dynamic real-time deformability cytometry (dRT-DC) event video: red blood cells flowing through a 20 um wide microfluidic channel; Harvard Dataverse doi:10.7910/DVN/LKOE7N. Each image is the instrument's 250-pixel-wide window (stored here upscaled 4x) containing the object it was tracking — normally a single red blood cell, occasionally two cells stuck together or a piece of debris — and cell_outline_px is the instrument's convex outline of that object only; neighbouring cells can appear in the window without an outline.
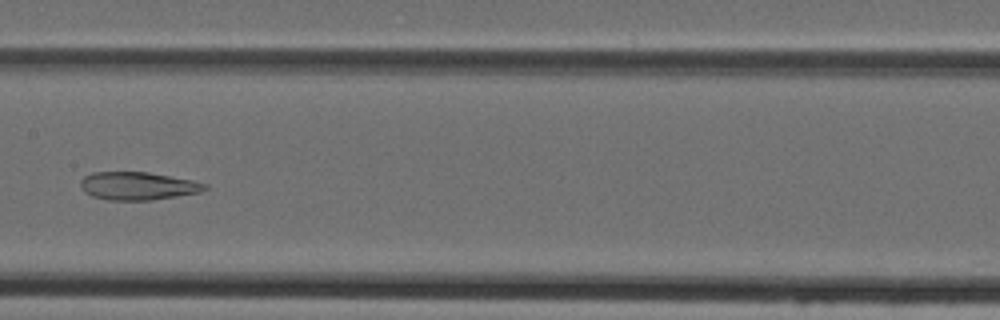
{"species": "Egyptian fruit bat (a non-hibernating species)", "species_latin": "Rousettus aegyptiacus", "temperature_condition": "cold", "stored_images_in_passage": 42, "camera_frame_rate_fps": 3000, "um_per_image_px": 0.085, "animal": {"sex": "female"}, "frame": {"image": 1, "passage_image": 19, "time_ms": 6.0, "image_size_px": [1000, 320], "cell_outline_px": [[208, 188], [200, 192], [152, 200], [108, 200], [92, 196], [84, 192], [80, 188], [80, 180], [84, 176], [92, 172], [148, 172], [192, 180], [208, 184]], "centroid_in_image_um": [11.69, 15.8], "position_along_channel_um": 195.7, "area_um2": 20.35}}
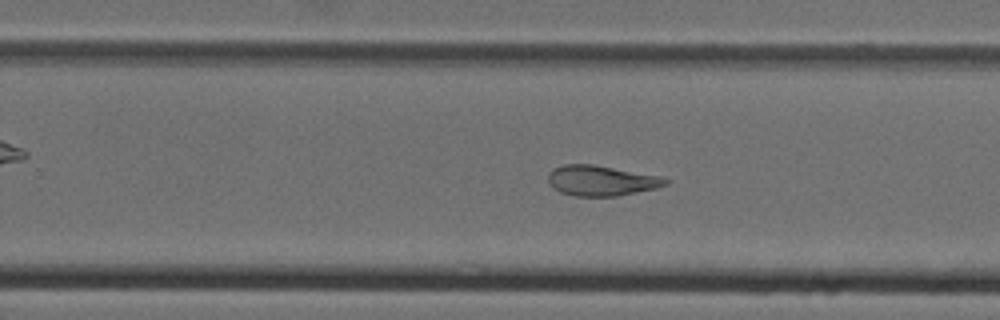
{"frame": {"image": 2, "passage_image": 25, "time_ms": 8.0, "image_size_px": [1000, 320], "cell_outline_px": [[668, 184], [656, 188], [616, 196], [576, 196], [560, 192], [552, 188], [548, 184], [548, 172], [552, 168], [564, 164], [592, 164], [660, 176], [668, 180]], "centroid_in_image_um": [51.04, 15.35], "position_along_channel_um": 278.8, "area_um2": 20.75}}
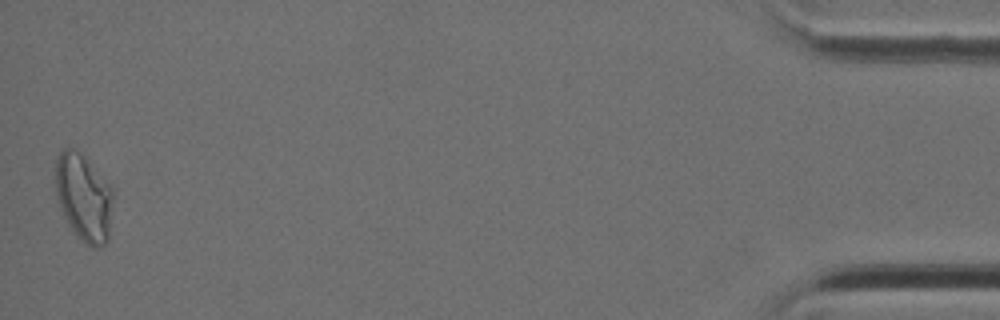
{"frame": {"image": 3, "passage_image": 42, "time_ms": 13.667, "image_size_px": [1000, 320], "cell_outline_px": [[112, 200], [108, 240], [100, 248], [92, 248], [72, 228], [60, 208], [56, 192], [56, 160], [60, 152], [64, 148], [72, 148], [88, 164], [112, 192]], "centroid_in_image_um": [7.08, 16.85], "position_along_channel_um": 428.1, "area_um2": 27.57}}